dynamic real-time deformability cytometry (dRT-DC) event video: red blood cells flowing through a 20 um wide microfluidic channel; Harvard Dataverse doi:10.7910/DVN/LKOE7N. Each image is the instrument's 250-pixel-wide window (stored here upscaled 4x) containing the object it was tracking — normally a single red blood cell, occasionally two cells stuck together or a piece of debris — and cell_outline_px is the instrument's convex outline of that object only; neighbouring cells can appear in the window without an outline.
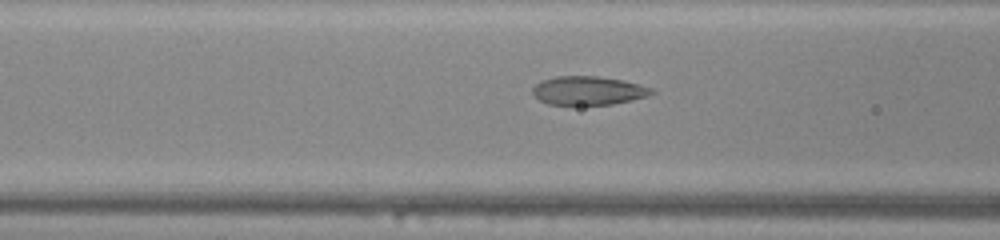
{"species": "common noctule bat (a hibernating species)", "species_latin": "Nyctalus noctula", "temperature_condition": "warm", "stored_images_in_passage": 38, "camera_frame_rate_fps": 3000, "um_per_image_px": 0.085, "animal": {"sex": "male", "body_mass_g": 20.0, "forearm_length_mm": 53.3}, "frame": {"image": 1, "passage_image": 9, "time_ms": 2.667, "image_size_px": [1000, 240], "cell_outline_px": [[656, 92], [648, 96], [632, 100], [612, 104], [548, 104], [540, 100], [532, 92], [532, 88], [536, 84], [544, 80], [556, 76], [596, 76], [624, 80], [652, 88]], "centroid_in_image_um": [50.03, 7.69], "position_along_channel_um": 116.6, "area_um2": 19.71}}
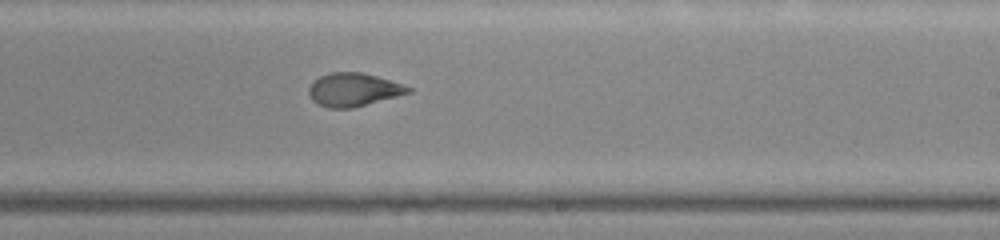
{"frame": {"image": 2, "passage_image": 19, "time_ms": 6.0, "image_size_px": [1000, 240], "cell_outline_px": [[412, 92], [352, 108], [328, 108], [312, 100], [308, 92], [308, 88], [320, 76], [332, 72], [360, 72], [376, 76], [412, 88]], "centroid_in_image_um": [30.03, 7.63], "position_along_channel_um": 259.0, "area_um2": 18.9}}
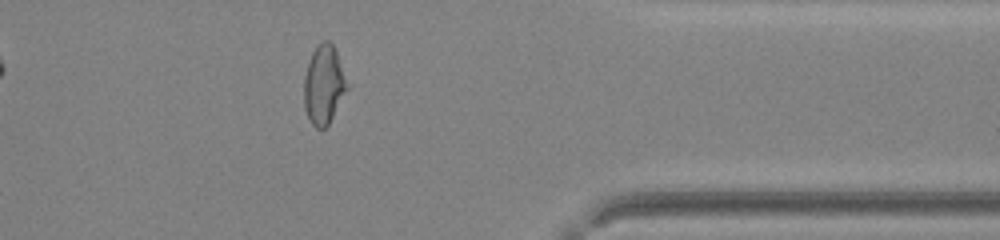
{"frame": {"image": 3, "passage_image": 29, "time_ms": 9.333, "image_size_px": [1000, 240], "cell_outline_px": [[348, 88], [328, 124], [324, 128], [316, 128], [312, 124], [304, 108], [304, 76], [308, 60], [316, 44], [324, 40], [328, 40], [332, 44], [336, 52], [348, 84]], "centroid_in_image_um": [27.5, 7.17], "position_along_channel_um": 383.9, "area_um2": 19.65}, "authors_computed_cell_mechanics": {"area_um2": 20.1722, "velocity_mm_per_s": 4.2862, "shape_relaxation_time_tau1_ms": 9.3762, "shape_relaxation_time_tau2_ms": 0.8341, "deformation_change_tau1": 0.2861, "deformation_change_tau2": 0.0719}}